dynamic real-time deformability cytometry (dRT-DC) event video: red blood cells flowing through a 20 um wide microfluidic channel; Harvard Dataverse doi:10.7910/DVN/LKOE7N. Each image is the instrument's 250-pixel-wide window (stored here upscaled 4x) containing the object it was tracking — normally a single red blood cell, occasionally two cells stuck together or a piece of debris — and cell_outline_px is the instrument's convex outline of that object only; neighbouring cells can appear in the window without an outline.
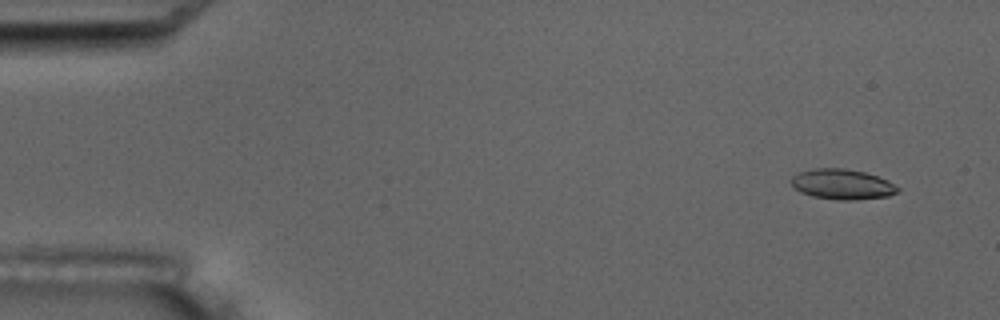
{"species": "common noctule bat (a hibernating species)", "species_latin": "Nyctalus noctula", "temperature_condition": "room temperature", "stored_images_in_passage": 5, "camera_frame_rate_fps": 3000, "um_per_image_px": 0.085, "animal": {"sex": "male", "body_mass_g": 17.5, "forearm_length_mm": 52.3}, "frame": {"image": 1, "passage_image": 1, "time_ms": 0.0, "image_size_px": [1000, 320], "cell_outline_px": [[900, 188], [896, 192], [888, 196], [852, 200], [836, 200], [812, 196], [800, 192], [792, 188], [788, 180], [792, 176], [800, 172], [812, 168], [844, 168], [864, 172], [888, 180]], "centroid_in_image_um": [71.52, 15.66], "position_along_channel_um": 13.5, "area_um2": 18.96}}